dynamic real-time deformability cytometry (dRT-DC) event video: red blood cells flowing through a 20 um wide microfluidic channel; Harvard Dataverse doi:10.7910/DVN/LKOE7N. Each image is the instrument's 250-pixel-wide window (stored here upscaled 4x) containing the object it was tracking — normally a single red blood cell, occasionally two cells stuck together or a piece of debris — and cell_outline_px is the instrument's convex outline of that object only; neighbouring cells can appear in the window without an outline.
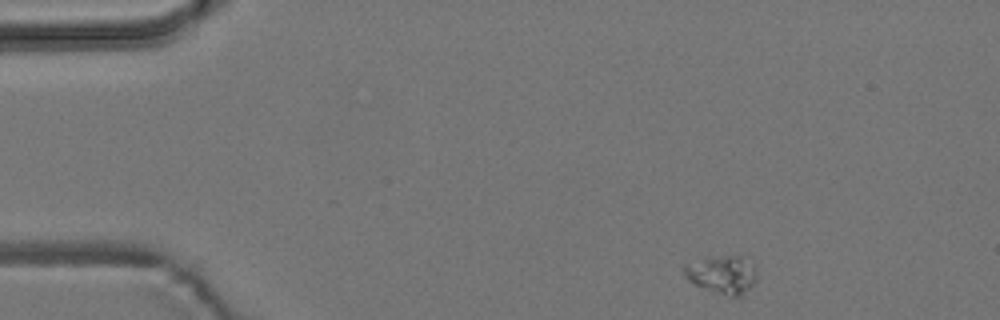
{"species": "common noctule bat (a hibernating species)", "species_latin": "Nyctalus noctula", "temperature_condition": "room temperature", "stored_images_in_passage": 5, "camera_frame_rate_fps": 3000, "um_per_image_px": 0.085, "animal": {"sex": "male", "body_mass_g": 19.2, "forearm_length_mm": 51.8}, "frame": {"image": 1, "passage_image": 1, "time_ms": 0.0, "image_size_px": [1000, 320], "cell_outline_px": [[756, 280], [744, 296], [732, 296], [696, 284], [688, 280], [684, 276], [680, 268], [684, 264], [704, 260], [728, 256], [740, 256], [752, 264], [756, 272]], "centroid_in_image_um": [61.39, 23.35], "position_along_channel_um": 23.6, "area_um2": 15.49}}
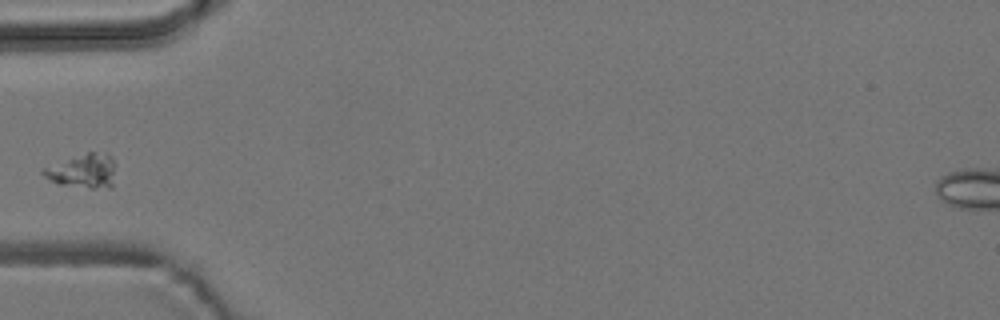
{"frame": {"image": 2, "passage_image": 4, "time_ms": 3.667, "image_size_px": [1000, 320], "cell_outline_px": [[112, 188], [92, 188], [60, 184], [48, 180], [40, 172], [40, 168], [88, 152], [92, 152], [112, 156]], "centroid_in_image_um": [6.97, 14.55], "position_along_channel_um": 78.0, "area_um2": 13.99}}
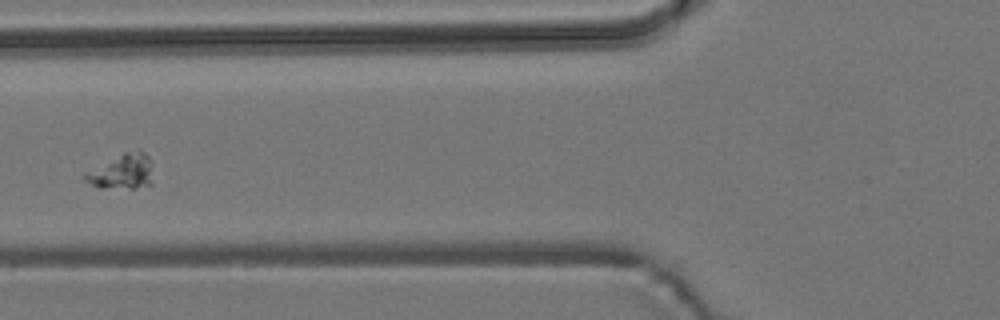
{"frame": {"image": 3, "passage_image": 5, "time_ms": 4.667, "image_size_px": [1000, 320], "cell_outline_px": [[152, 184], [136, 188], [100, 188], [84, 180], [84, 172], [124, 152], [136, 148], [140, 148], [148, 156]], "centroid_in_image_um": [10.36, 14.57], "position_along_channel_um": 115.4, "area_um2": 13.87}}